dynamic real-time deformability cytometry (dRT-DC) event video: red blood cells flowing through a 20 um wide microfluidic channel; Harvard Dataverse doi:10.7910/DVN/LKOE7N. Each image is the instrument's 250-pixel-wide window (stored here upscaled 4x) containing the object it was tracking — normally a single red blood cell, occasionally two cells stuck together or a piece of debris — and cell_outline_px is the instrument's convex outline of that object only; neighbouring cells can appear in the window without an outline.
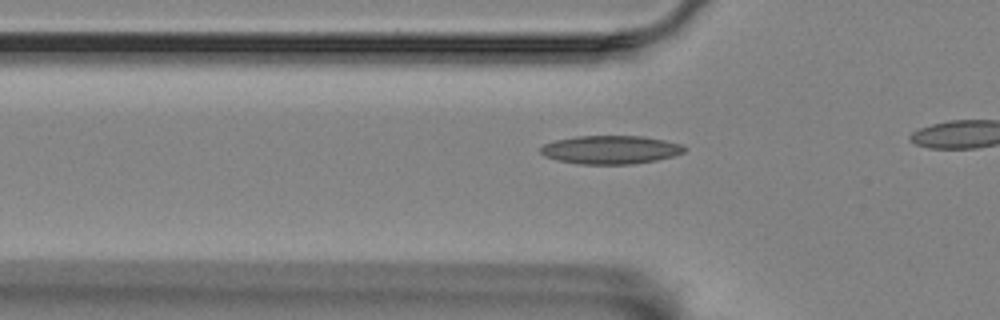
{"species": "Egyptian fruit bat (a non-hibernating species)", "species_latin": "Rousettus aegyptiacus", "temperature_condition": "room temperature", "stored_images_in_passage": 7, "camera_frame_rate_fps": 3000, "um_per_image_px": 0.085, "animal": {"sex": "female"}, "frame": {"image": 1, "passage_image": 4, "time_ms": 1.0, "image_size_px": [1000, 320], "cell_outline_px": [[688, 148], [684, 152], [672, 156], [656, 160], [632, 164], [580, 164], [556, 160], [544, 156], [540, 152], [540, 148], [544, 144], [556, 140], [576, 136], [644, 136], [664, 140], [680, 144]], "centroid_in_image_um": [51.89, 12.73], "position_along_channel_um": 73.9, "area_um2": 23.81}}